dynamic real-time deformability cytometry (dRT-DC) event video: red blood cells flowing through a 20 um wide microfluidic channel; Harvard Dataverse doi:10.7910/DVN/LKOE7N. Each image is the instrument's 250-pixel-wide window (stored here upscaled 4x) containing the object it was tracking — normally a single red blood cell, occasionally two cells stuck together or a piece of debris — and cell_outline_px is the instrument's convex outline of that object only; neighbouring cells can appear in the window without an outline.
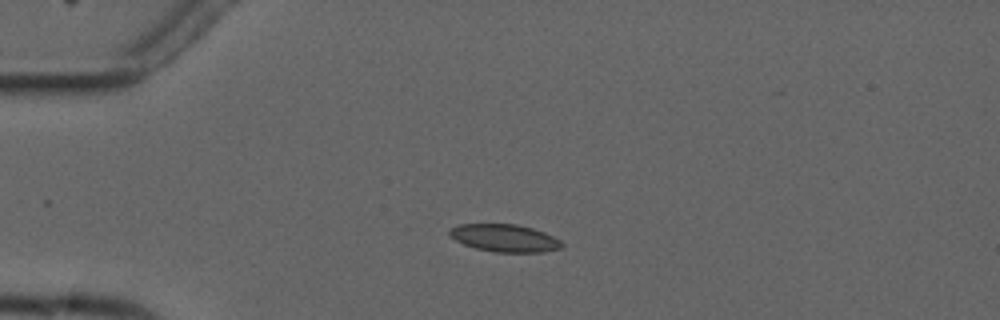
{"species": "common noctule bat (a hibernating species)", "species_latin": "Nyctalus noctula", "temperature_condition": "cold", "stored_images_in_passage": 4, "camera_frame_rate_fps": 3000, "um_per_image_px": 0.085, "animal": {"sex": "male", "forearm_length_mm": 52.5}, "frame": {"image": 1, "passage_image": 3, "time_ms": 2.333, "image_size_px": [1000, 320], "cell_outline_px": [[564, 244], [560, 248], [544, 252], [496, 252], [476, 248], [464, 244], [448, 236], [448, 232], [452, 228], [460, 224], [516, 224], [532, 228], [544, 232], [560, 240]], "centroid_in_image_um": [42.89, 20.23], "position_along_channel_um": 42.1, "area_um2": 17.92}}